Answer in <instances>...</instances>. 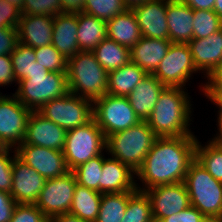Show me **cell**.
Returning <instances> with one entry per match:
<instances>
[{"instance_id":"6da1fadb","label":"cell","mask_w":222,"mask_h":222,"mask_svg":"<svg viewBox=\"0 0 222 222\" xmlns=\"http://www.w3.org/2000/svg\"><path fill=\"white\" fill-rule=\"evenodd\" d=\"M197 136L157 137L151 150L136 171L137 190L184 182L190 164L195 160ZM142 186V187H140Z\"/></svg>"},{"instance_id":"7a4b0ae2","label":"cell","mask_w":222,"mask_h":222,"mask_svg":"<svg viewBox=\"0 0 222 222\" xmlns=\"http://www.w3.org/2000/svg\"><path fill=\"white\" fill-rule=\"evenodd\" d=\"M186 88L165 87L146 120L157 137L190 136L192 121L191 97Z\"/></svg>"},{"instance_id":"3957f363","label":"cell","mask_w":222,"mask_h":222,"mask_svg":"<svg viewBox=\"0 0 222 222\" xmlns=\"http://www.w3.org/2000/svg\"><path fill=\"white\" fill-rule=\"evenodd\" d=\"M17 85L14 95L32 111H38L44 104L69 92L66 72H50L36 61L29 76Z\"/></svg>"},{"instance_id":"277c9868","label":"cell","mask_w":222,"mask_h":222,"mask_svg":"<svg viewBox=\"0 0 222 222\" xmlns=\"http://www.w3.org/2000/svg\"><path fill=\"white\" fill-rule=\"evenodd\" d=\"M68 91L94 102L107 94L108 73L93 52L79 51L67 60Z\"/></svg>"},{"instance_id":"5b68a950","label":"cell","mask_w":222,"mask_h":222,"mask_svg":"<svg viewBox=\"0 0 222 222\" xmlns=\"http://www.w3.org/2000/svg\"><path fill=\"white\" fill-rule=\"evenodd\" d=\"M156 138L148 123L140 121L126 130L107 136L105 152L136 172Z\"/></svg>"},{"instance_id":"8992f818","label":"cell","mask_w":222,"mask_h":222,"mask_svg":"<svg viewBox=\"0 0 222 222\" xmlns=\"http://www.w3.org/2000/svg\"><path fill=\"white\" fill-rule=\"evenodd\" d=\"M184 183L190 205L198 209L208 220H222V182L194 160L186 173Z\"/></svg>"},{"instance_id":"52a82bcc","label":"cell","mask_w":222,"mask_h":222,"mask_svg":"<svg viewBox=\"0 0 222 222\" xmlns=\"http://www.w3.org/2000/svg\"><path fill=\"white\" fill-rule=\"evenodd\" d=\"M106 149V137L92 118L83 126L66 131L63 155L67 167L73 171L92 158L103 154Z\"/></svg>"},{"instance_id":"ba28073f","label":"cell","mask_w":222,"mask_h":222,"mask_svg":"<svg viewBox=\"0 0 222 222\" xmlns=\"http://www.w3.org/2000/svg\"><path fill=\"white\" fill-rule=\"evenodd\" d=\"M38 112L67 131L93 118V102L68 92L44 104Z\"/></svg>"},{"instance_id":"9c48e42d","label":"cell","mask_w":222,"mask_h":222,"mask_svg":"<svg viewBox=\"0 0 222 222\" xmlns=\"http://www.w3.org/2000/svg\"><path fill=\"white\" fill-rule=\"evenodd\" d=\"M93 118L105 137L136 125L141 120L128 97L105 94L93 102Z\"/></svg>"},{"instance_id":"30bf717a","label":"cell","mask_w":222,"mask_h":222,"mask_svg":"<svg viewBox=\"0 0 222 222\" xmlns=\"http://www.w3.org/2000/svg\"><path fill=\"white\" fill-rule=\"evenodd\" d=\"M31 112L13 93L0 92V148L16 149L23 143Z\"/></svg>"},{"instance_id":"8fae6325","label":"cell","mask_w":222,"mask_h":222,"mask_svg":"<svg viewBox=\"0 0 222 222\" xmlns=\"http://www.w3.org/2000/svg\"><path fill=\"white\" fill-rule=\"evenodd\" d=\"M196 69L188 44L171 43L166 56L161 60L153 75L165 87L186 88Z\"/></svg>"},{"instance_id":"7c38bea8","label":"cell","mask_w":222,"mask_h":222,"mask_svg":"<svg viewBox=\"0 0 222 222\" xmlns=\"http://www.w3.org/2000/svg\"><path fill=\"white\" fill-rule=\"evenodd\" d=\"M76 184L73 171L56 178L46 179L35 205L48 220L54 216L69 213Z\"/></svg>"},{"instance_id":"4fadbf2b","label":"cell","mask_w":222,"mask_h":222,"mask_svg":"<svg viewBox=\"0 0 222 222\" xmlns=\"http://www.w3.org/2000/svg\"><path fill=\"white\" fill-rule=\"evenodd\" d=\"M151 201L154 222H160L172 214L190 206L189 194L184 182L155 186L145 190Z\"/></svg>"},{"instance_id":"5bb4252c","label":"cell","mask_w":222,"mask_h":222,"mask_svg":"<svg viewBox=\"0 0 222 222\" xmlns=\"http://www.w3.org/2000/svg\"><path fill=\"white\" fill-rule=\"evenodd\" d=\"M15 150L22 161L45 179L56 178L70 171L62 151L28 144H21Z\"/></svg>"},{"instance_id":"9a60e30c","label":"cell","mask_w":222,"mask_h":222,"mask_svg":"<svg viewBox=\"0 0 222 222\" xmlns=\"http://www.w3.org/2000/svg\"><path fill=\"white\" fill-rule=\"evenodd\" d=\"M65 138L66 130L64 128L45 118L38 111H32L22 144L63 151Z\"/></svg>"},{"instance_id":"2e32d148","label":"cell","mask_w":222,"mask_h":222,"mask_svg":"<svg viewBox=\"0 0 222 222\" xmlns=\"http://www.w3.org/2000/svg\"><path fill=\"white\" fill-rule=\"evenodd\" d=\"M143 37L169 40L167 0H149L131 7Z\"/></svg>"},{"instance_id":"e0dca14e","label":"cell","mask_w":222,"mask_h":222,"mask_svg":"<svg viewBox=\"0 0 222 222\" xmlns=\"http://www.w3.org/2000/svg\"><path fill=\"white\" fill-rule=\"evenodd\" d=\"M12 176L10 194L14 200L22 204H35L46 179L17 155L13 160Z\"/></svg>"},{"instance_id":"ac0fdd59","label":"cell","mask_w":222,"mask_h":222,"mask_svg":"<svg viewBox=\"0 0 222 222\" xmlns=\"http://www.w3.org/2000/svg\"><path fill=\"white\" fill-rule=\"evenodd\" d=\"M196 69L207 78L222 63V28L207 38L188 43Z\"/></svg>"},{"instance_id":"d6986e66","label":"cell","mask_w":222,"mask_h":222,"mask_svg":"<svg viewBox=\"0 0 222 222\" xmlns=\"http://www.w3.org/2000/svg\"><path fill=\"white\" fill-rule=\"evenodd\" d=\"M54 16L21 14L18 24V42L37 48L52 43Z\"/></svg>"},{"instance_id":"ffe728a7","label":"cell","mask_w":222,"mask_h":222,"mask_svg":"<svg viewBox=\"0 0 222 222\" xmlns=\"http://www.w3.org/2000/svg\"><path fill=\"white\" fill-rule=\"evenodd\" d=\"M136 172L114 157L104 156L101 175V193L136 191Z\"/></svg>"},{"instance_id":"44dd1931","label":"cell","mask_w":222,"mask_h":222,"mask_svg":"<svg viewBox=\"0 0 222 222\" xmlns=\"http://www.w3.org/2000/svg\"><path fill=\"white\" fill-rule=\"evenodd\" d=\"M77 13H59L53 19L52 45L68 60L80 50L78 47Z\"/></svg>"},{"instance_id":"7402d4cb","label":"cell","mask_w":222,"mask_h":222,"mask_svg":"<svg viewBox=\"0 0 222 222\" xmlns=\"http://www.w3.org/2000/svg\"><path fill=\"white\" fill-rule=\"evenodd\" d=\"M169 40L188 44L193 39V9L179 0H167Z\"/></svg>"},{"instance_id":"603a6c76","label":"cell","mask_w":222,"mask_h":222,"mask_svg":"<svg viewBox=\"0 0 222 222\" xmlns=\"http://www.w3.org/2000/svg\"><path fill=\"white\" fill-rule=\"evenodd\" d=\"M170 40L141 37L130 50V61L153 74L171 45Z\"/></svg>"},{"instance_id":"cb8c5ba5","label":"cell","mask_w":222,"mask_h":222,"mask_svg":"<svg viewBox=\"0 0 222 222\" xmlns=\"http://www.w3.org/2000/svg\"><path fill=\"white\" fill-rule=\"evenodd\" d=\"M165 86L153 75L147 74L127 96L129 102L141 121H146Z\"/></svg>"},{"instance_id":"d4e9b609","label":"cell","mask_w":222,"mask_h":222,"mask_svg":"<svg viewBox=\"0 0 222 222\" xmlns=\"http://www.w3.org/2000/svg\"><path fill=\"white\" fill-rule=\"evenodd\" d=\"M107 37L131 50L142 37L131 8L106 21Z\"/></svg>"},{"instance_id":"484cf974","label":"cell","mask_w":222,"mask_h":222,"mask_svg":"<svg viewBox=\"0 0 222 222\" xmlns=\"http://www.w3.org/2000/svg\"><path fill=\"white\" fill-rule=\"evenodd\" d=\"M147 74L138 65L129 61L108 73L107 94L127 97Z\"/></svg>"},{"instance_id":"4316f807","label":"cell","mask_w":222,"mask_h":222,"mask_svg":"<svg viewBox=\"0 0 222 222\" xmlns=\"http://www.w3.org/2000/svg\"><path fill=\"white\" fill-rule=\"evenodd\" d=\"M78 47L80 51L92 52L106 37V21L85 12L77 13Z\"/></svg>"},{"instance_id":"83f0119b","label":"cell","mask_w":222,"mask_h":222,"mask_svg":"<svg viewBox=\"0 0 222 222\" xmlns=\"http://www.w3.org/2000/svg\"><path fill=\"white\" fill-rule=\"evenodd\" d=\"M102 193L76 184L69 213L86 222H96Z\"/></svg>"},{"instance_id":"f1b7e54d","label":"cell","mask_w":222,"mask_h":222,"mask_svg":"<svg viewBox=\"0 0 222 222\" xmlns=\"http://www.w3.org/2000/svg\"><path fill=\"white\" fill-rule=\"evenodd\" d=\"M92 52L107 73L124 66L130 61V50L108 37L95 47Z\"/></svg>"},{"instance_id":"f546056e","label":"cell","mask_w":222,"mask_h":222,"mask_svg":"<svg viewBox=\"0 0 222 222\" xmlns=\"http://www.w3.org/2000/svg\"><path fill=\"white\" fill-rule=\"evenodd\" d=\"M195 160L205 168L214 179L222 182V144L212 138L204 145L196 141Z\"/></svg>"},{"instance_id":"4dcf8cb0","label":"cell","mask_w":222,"mask_h":222,"mask_svg":"<svg viewBox=\"0 0 222 222\" xmlns=\"http://www.w3.org/2000/svg\"><path fill=\"white\" fill-rule=\"evenodd\" d=\"M134 192L102 193L96 222H121L128 205L129 197Z\"/></svg>"},{"instance_id":"1f68e13d","label":"cell","mask_w":222,"mask_h":222,"mask_svg":"<svg viewBox=\"0 0 222 222\" xmlns=\"http://www.w3.org/2000/svg\"><path fill=\"white\" fill-rule=\"evenodd\" d=\"M104 163L103 155H98L95 158L81 164L73 170L77 184L86 188L98 191L101 193V175Z\"/></svg>"},{"instance_id":"d6a6232c","label":"cell","mask_w":222,"mask_h":222,"mask_svg":"<svg viewBox=\"0 0 222 222\" xmlns=\"http://www.w3.org/2000/svg\"><path fill=\"white\" fill-rule=\"evenodd\" d=\"M121 222H154L151 201L145 191L136 190L128 200Z\"/></svg>"},{"instance_id":"836d02e7","label":"cell","mask_w":222,"mask_h":222,"mask_svg":"<svg viewBox=\"0 0 222 222\" xmlns=\"http://www.w3.org/2000/svg\"><path fill=\"white\" fill-rule=\"evenodd\" d=\"M193 39H203L222 28V19L213 10H193Z\"/></svg>"},{"instance_id":"e575fe53","label":"cell","mask_w":222,"mask_h":222,"mask_svg":"<svg viewBox=\"0 0 222 222\" xmlns=\"http://www.w3.org/2000/svg\"><path fill=\"white\" fill-rule=\"evenodd\" d=\"M126 9L123 0H85L83 12L107 21Z\"/></svg>"},{"instance_id":"d590c367","label":"cell","mask_w":222,"mask_h":222,"mask_svg":"<svg viewBox=\"0 0 222 222\" xmlns=\"http://www.w3.org/2000/svg\"><path fill=\"white\" fill-rule=\"evenodd\" d=\"M10 56L16 81L19 82L27 78L34 62L37 60L35 49L18 42Z\"/></svg>"},{"instance_id":"8d00e7d4","label":"cell","mask_w":222,"mask_h":222,"mask_svg":"<svg viewBox=\"0 0 222 222\" xmlns=\"http://www.w3.org/2000/svg\"><path fill=\"white\" fill-rule=\"evenodd\" d=\"M36 62L50 72H67L66 58L52 44L35 48Z\"/></svg>"},{"instance_id":"74e56055","label":"cell","mask_w":222,"mask_h":222,"mask_svg":"<svg viewBox=\"0 0 222 222\" xmlns=\"http://www.w3.org/2000/svg\"><path fill=\"white\" fill-rule=\"evenodd\" d=\"M22 14L55 16L62 13L60 0H24Z\"/></svg>"},{"instance_id":"f35d334b","label":"cell","mask_w":222,"mask_h":222,"mask_svg":"<svg viewBox=\"0 0 222 222\" xmlns=\"http://www.w3.org/2000/svg\"><path fill=\"white\" fill-rule=\"evenodd\" d=\"M16 155L13 148H0V191L11 192L13 160Z\"/></svg>"},{"instance_id":"ab89813d","label":"cell","mask_w":222,"mask_h":222,"mask_svg":"<svg viewBox=\"0 0 222 222\" xmlns=\"http://www.w3.org/2000/svg\"><path fill=\"white\" fill-rule=\"evenodd\" d=\"M43 212L35 204L18 203L9 222H48Z\"/></svg>"},{"instance_id":"60d3db41","label":"cell","mask_w":222,"mask_h":222,"mask_svg":"<svg viewBox=\"0 0 222 222\" xmlns=\"http://www.w3.org/2000/svg\"><path fill=\"white\" fill-rule=\"evenodd\" d=\"M21 10L7 0H0V28H18Z\"/></svg>"},{"instance_id":"b9f144b4","label":"cell","mask_w":222,"mask_h":222,"mask_svg":"<svg viewBox=\"0 0 222 222\" xmlns=\"http://www.w3.org/2000/svg\"><path fill=\"white\" fill-rule=\"evenodd\" d=\"M160 222H211L198 209L189 206L179 213L163 218Z\"/></svg>"},{"instance_id":"7bdbcfd3","label":"cell","mask_w":222,"mask_h":222,"mask_svg":"<svg viewBox=\"0 0 222 222\" xmlns=\"http://www.w3.org/2000/svg\"><path fill=\"white\" fill-rule=\"evenodd\" d=\"M17 43V28H0V55H10Z\"/></svg>"},{"instance_id":"ee69618b","label":"cell","mask_w":222,"mask_h":222,"mask_svg":"<svg viewBox=\"0 0 222 222\" xmlns=\"http://www.w3.org/2000/svg\"><path fill=\"white\" fill-rule=\"evenodd\" d=\"M18 84L14 76V69L10 55H0V87Z\"/></svg>"},{"instance_id":"f6af8a7d","label":"cell","mask_w":222,"mask_h":222,"mask_svg":"<svg viewBox=\"0 0 222 222\" xmlns=\"http://www.w3.org/2000/svg\"><path fill=\"white\" fill-rule=\"evenodd\" d=\"M18 203L9 192L0 191V222H9Z\"/></svg>"},{"instance_id":"bcb514c9","label":"cell","mask_w":222,"mask_h":222,"mask_svg":"<svg viewBox=\"0 0 222 222\" xmlns=\"http://www.w3.org/2000/svg\"><path fill=\"white\" fill-rule=\"evenodd\" d=\"M208 82L201 83L200 90L203 91H222V63L207 77ZM202 87V88H201Z\"/></svg>"},{"instance_id":"7dc6e473","label":"cell","mask_w":222,"mask_h":222,"mask_svg":"<svg viewBox=\"0 0 222 222\" xmlns=\"http://www.w3.org/2000/svg\"><path fill=\"white\" fill-rule=\"evenodd\" d=\"M85 0H60L64 13H80L83 11Z\"/></svg>"},{"instance_id":"c3c4849f","label":"cell","mask_w":222,"mask_h":222,"mask_svg":"<svg viewBox=\"0 0 222 222\" xmlns=\"http://www.w3.org/2000/svg\"><path fill=\"white\" fill-rule=\"evenodd\" d=\"M189 5L193 10H213L215 0H179Z\"/></svg>"},{"instance_id":"681fc988","label":"cell","mask_w":222,"mask_h":222,"mask_svg":"<svg viewBox=\"0 0 222 222\" xmlns=\"http://www.w3.org/2000/svg\"><path fill=\"white\" fill-rule=\"evenodd\" d=\"M202 93H204L203 95H205L211 103L217 106V113H222V91H203Z\"/></svg>"},{"instance_id":"f907efd6","label":"cell","mask_w":222,"mask_h":222,"mask_svg":"<svg viewBox=\"0 0 222 222\" xmlns=\"http://www.w3.org/2000/svg\"><path fill=\"white\" fill-rule=\"evenodd\" d=\"M49 221L50 222H86L80 219L78 216L72 215L70 213H65V214L54 216Z\"/></svg>"},{"instance_id":"816d5d0a","label":"cell","mask_w":222,"mask_h":222,"mask_svg":"<svg viewBox=\"0 0 222 222\" xmlns=\"http://www.w3.org/2000/svg\"><path fill=\"white\" fill-rule=\"evenodd\" d=\"M218 115V117H217V130H218V132H217V134L215 135V137H213L212 139L215 141V142H217V143H219V144H222V113H217Z\"/></svg>"},{"instance_id":"f5cc1de1","label":"cell","mask_w":222,"mask_h":222,"mask_svg":"<svg viewBox=\"0 0 222 222\" xmlns=\"http://www.w3.org/2000/svg\"><path fill=\"white\" fill-rule=\"evenodd\" d=\"M213 11L222 19V0H215Z\"/></svg>"},{"instance_id":"db71d44e","label":"cell","mask_w":222,"mask_h":222,"mask_svg":"<svg viewBox=\"0 0 222 222\" xmlns=\"http://www.w3.org/2000/svg\"><path fill=\"white\" fill-rule=\"evenodd\" d=\"M146 1H149V0H123L124 4L128 7V8H131L135 5H138V4H141V3H144Z\"/></svg>"},{"instance_id":"11a10c76","label":"cell","mask_w":222,"mask_h":222,"mask_svg":"<svg viewBox=\"0 0 222 222\" xmlns=\"http://www.w3.org/2000/svg\"><path fill=\"white\" fill-rule=\"evenodd\" d=\"M7 1L18 7L20 10H22V5L24 3V0H7Z\"/></svg>"}]
</instances>
